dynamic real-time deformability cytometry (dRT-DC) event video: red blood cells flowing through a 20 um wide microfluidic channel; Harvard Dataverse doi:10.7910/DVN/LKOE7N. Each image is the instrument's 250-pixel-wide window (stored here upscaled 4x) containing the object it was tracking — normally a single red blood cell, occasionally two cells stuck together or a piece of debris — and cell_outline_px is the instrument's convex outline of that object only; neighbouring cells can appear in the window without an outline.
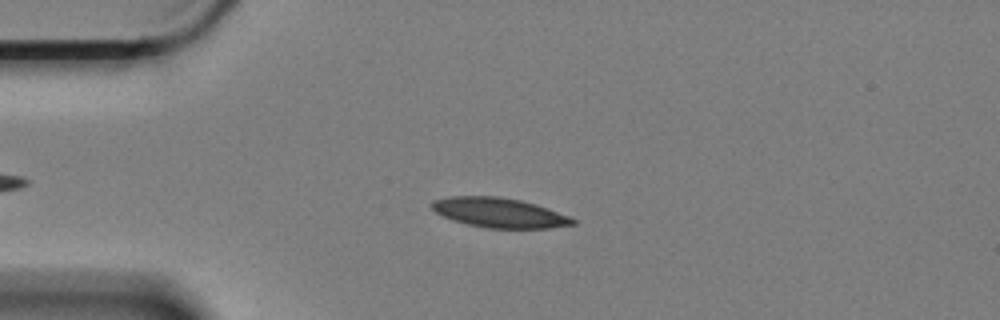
{"species": "Egyptian fruit bat (a non-hibernating species)", "species_latin": "Rousettus aegyptiacus", "temperature_condition": "cold", "stored_images_in_passage": 53, "camera_frame_rate_fps": 3000, "um_per_image_px": 0.085, "animal": {"sex": "female"}, "frame": {"image": 1, "passage_image": 13, "time_ms": 4.0, "image_size_px": [1000, 320], "cell_outline_px": [[576, 224], [548, 228], [484, 228], [452, 220], [436, 212], [432, 208], [432, 200], [448, 196], [496, 196], [520, 200], [536, 204], [568, 216], [576, 220]], "centroid_in_image_um": [42.42, 18.08], "position_along_channel_um": 42.6, "area_um2": 24.28}}
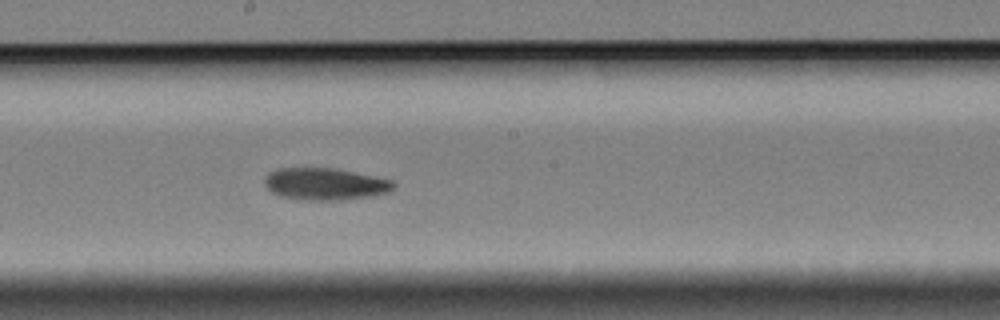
{"frame": {"image": 2, "passage_image": 31, "time_ms": 10.0, "image_size_px": [1000, 320], "cell_outline_px": [[396, 184], [388, 192], [372, 196], [344, 200], [308, 200], [280, 196], [272, 192], [264, 184], [264, 180], [268, 172], [276, 168], [332, 168], [392, 180]], "centroid_in_image_um": [27.6, 15.64], "position_along_channel_um": 220.6, "area_um2": 23.93}}
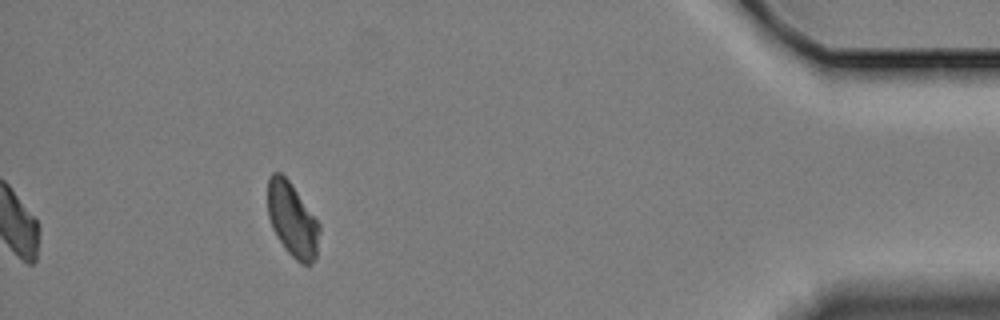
{"frame": {"image": 3, "passage_image": 53, "time_ms": 17.333, "image_size_px": [1000, 320], "cell_outline_px": [[320, 228], [316, 256], [312, 264], [300, 264], [284, 248], [276, 236], [272, 228], [268, 216], [268, 176], [272, 172], [280, 172], [288, 180], [320, 224]], "centroid_in_image_um": [24.84, 18.69], "position_along_channel_um": 410.4, "area_um2": 22.25}, "authors_computed_cell_mechanics": {"area_um2": 23.9292, "velocity_mm_per_s": 3.3319, "shape_relaxation_time_tau1_ms": 8.3621, "shape_relaxation_time_tau2_ms": null, "deformation_change_tau1": 0.1711, "deformation_change_tau2": null}}